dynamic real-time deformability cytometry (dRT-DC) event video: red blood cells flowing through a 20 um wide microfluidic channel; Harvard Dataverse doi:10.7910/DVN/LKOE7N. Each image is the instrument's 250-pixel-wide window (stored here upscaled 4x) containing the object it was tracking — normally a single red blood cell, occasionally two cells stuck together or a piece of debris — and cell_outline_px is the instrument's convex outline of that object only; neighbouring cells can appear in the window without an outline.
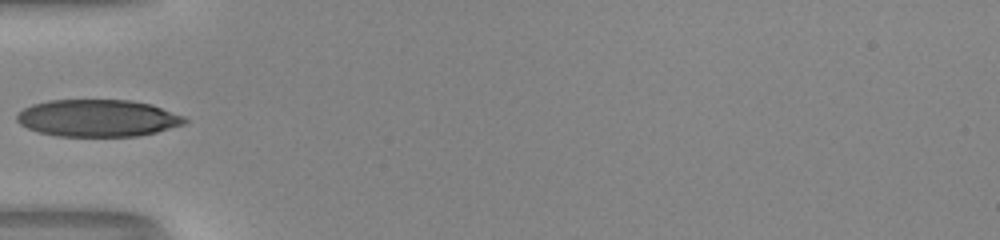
{"species": "human", "species_latin": "Homo sapiens", "temperature_condition": "room temperature", "stored_images_in_passage": 35, "camera_frame_rate_fps": 3000, "um_per_image_px": 0.085, "donor": {"sex": "male"}, "frame": {"image": 1, "passage_image": 1, "time_ms": 0.0, "image_size_px": [1000, 240], "cell_outline_px": [[188, 120], [184, 124], [156, 132], [136, 136], [56, 136], [40, 132], [28, 128], [20, 124], [16, 120], [16, 116], [24, 108], [32, 104], [48, 100], [128, 100], [152, 104], [184, 116]], "centroid_in_image_um": [8.31, 10.03], "position_along_channel_um": 76.7, "area_um2": 36.24}}
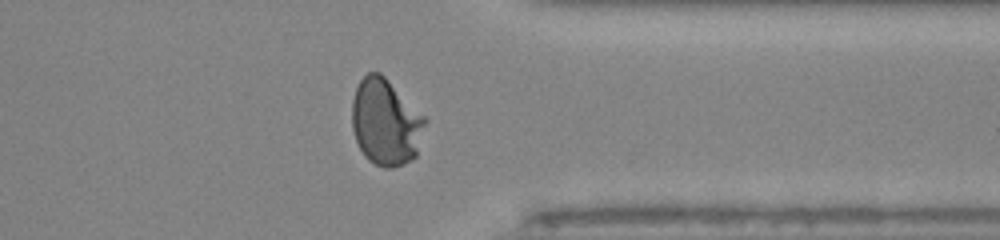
{"frame": {"image": 2, "passage_image": 24, "time_ms": 7.667, "image_size_px": [1000, 240], "cell_outline_px": [[428, 120], [416, 156], [404, 164], [392, 168], [384, 168], [368, 160], [364, 156], [356, 140], [352, 128], [352, 100], [356, 88], [360, 80], [368, 72], [380, 72]], "centroid_in_image_um": [32.78, 10.4], "position_along_channel_um": 378.6, "area_um2": 36.82}}
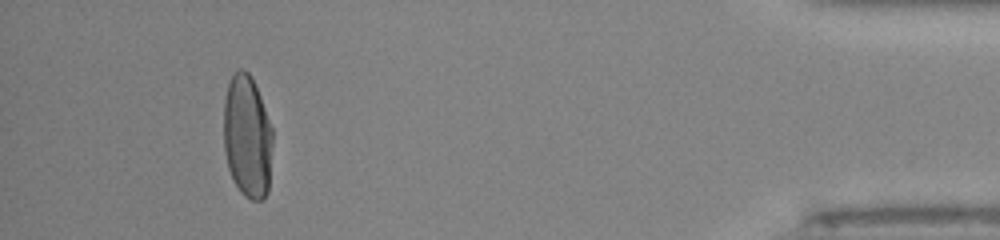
{"frame": {"image": 3, "passage_image": 31, "time_ms": 10.0, "image_size_px": [1000, 240], "cell_outline_px": [[272, 144], [268, 192], [260, 200], [252, 200], [244, 196], [240, 192], [228, 168], [224, 152], [224, 100], [228, 84], [232, 76], [240, 68], [248, 72], [260, 96], [272, 128]], "centroid_in_image_um": [21.01, 11.63], "position_along_channel_um": 414.2, "area_um2": 34.85}}